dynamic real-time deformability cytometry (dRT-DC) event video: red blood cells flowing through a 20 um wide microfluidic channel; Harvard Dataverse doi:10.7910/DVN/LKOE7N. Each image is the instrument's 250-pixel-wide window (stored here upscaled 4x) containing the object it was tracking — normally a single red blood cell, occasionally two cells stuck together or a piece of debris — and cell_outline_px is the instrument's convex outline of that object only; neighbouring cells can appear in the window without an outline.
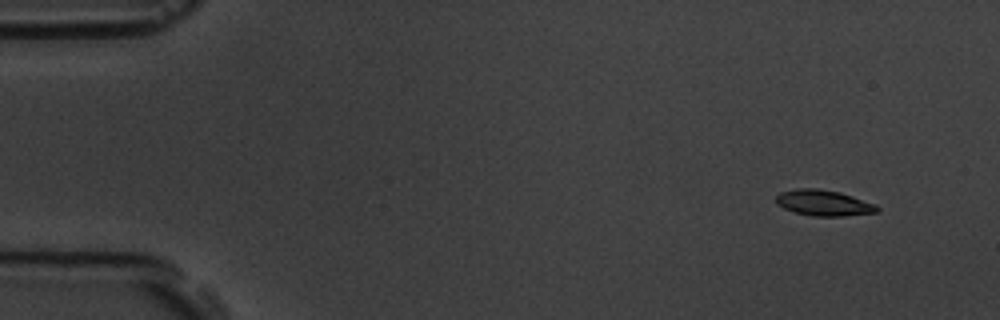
{"species": "common noctule bat (a hibernating species)", "species_latin": "Nyctalus noctula", "temperature_condition": "room temperature", "stored_images_in_passage": 9, "camera_frame_rate_fps": 3000, "um_per_image_px": 0.085, "animal": {"sex": "male", "body_mass_g": 19.5, "forearm_length_mm": 54.6}, "frame": {"image": 1, "passage_image": 1, "time_ms": 0.0, "image_size_px": [1000, 320], "cell_outline_px": [[880, 208], [876, 212], [844, 216], [812, 216], [796, 212], [784, 208], [776, 204], [776, 196], [780, 192], [796, 188], [816, 188], [840, 192], [876, 204]], "centroid_in_image_um": [70.0, 17.24], "position_along_channel_um": 15.0, "area_um2": 15.2}}
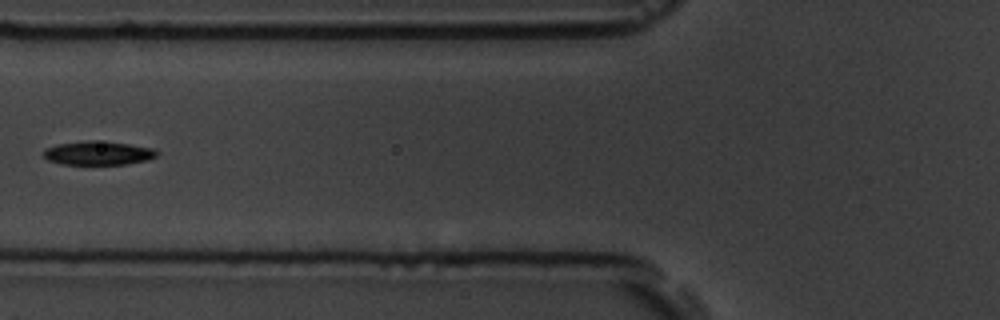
{"frame": {"image": 2, "passage_image": 6, "time_ms": 6.0, "image_size_px": [1000, 320], "cell_outline_px": [[160, 152], [156, 156], [148, 160], [124, 164], [60, 164], [48, 160], [44, 156], [44, 148], [56, 144], [88, 140], [92, 140], [128, 144], [152, 148]], "centroid_in_image_um": [8.32, 13.01], "position_along_channel_um": 117.5, "area_um2": 15.66}}
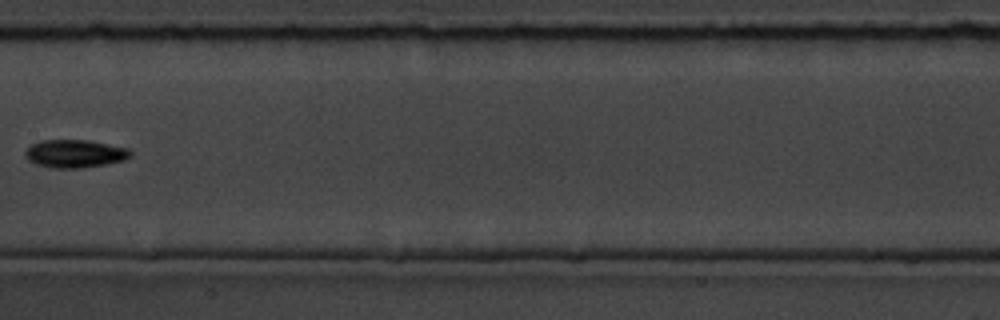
{"frame": {"image": 3, "passage_image": 8, "time_ms": 8.333, "image_size_px": [1000, 320], "cell_outline_px": [[132, 156], [124, 160], [104, 164], [80, 168], [52, 168], [36, 164], [28, 160], [24, 156], [24, 152], [32, 144], [40, 140], [88, 140], [128, 148], [132, 152]], "centroid_in_image_um": [6.35, 13.06], "position_along_channel_um": 201.1, "area_um2": 17.17}}